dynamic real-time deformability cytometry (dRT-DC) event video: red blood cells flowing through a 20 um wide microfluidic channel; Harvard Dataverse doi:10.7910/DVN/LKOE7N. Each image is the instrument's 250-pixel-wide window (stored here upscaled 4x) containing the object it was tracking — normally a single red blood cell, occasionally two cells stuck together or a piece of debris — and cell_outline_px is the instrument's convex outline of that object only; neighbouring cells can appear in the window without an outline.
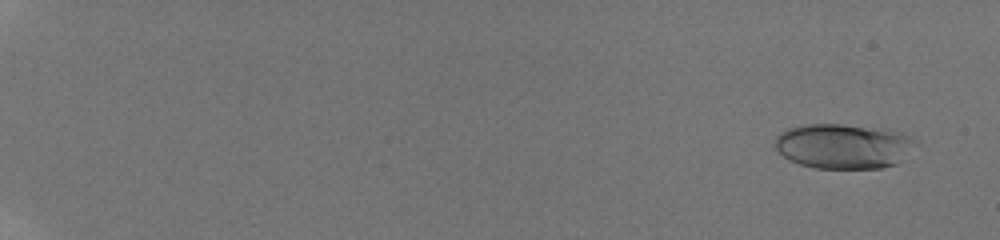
{"species": "human", "species_latin": "Homo sapiens", "temperature_condition": "room temperature", "stored_images_in_passage": 71, "camera_frame_rate_fps": 3000, "um_per_image_px": 0.085, "donor": {"sex": "male"}, "frame": {"image": 1, "passage_image": 2, "time_ms": 0.667, "image_size_px": [1000, 240], "cell_outline_px": [[912, 140], [896, 164], [880, 168], [816, 168], [800, 164], [784, 156], [776, 148], [776, 136], [780, 132], [788, 128], [804, 124], [840, 124], [888, 128], [900, 132], [908, 136]], "centroid_in_image_um": [71.59, 12.4], "position_along_channel_um": 13.4, "area_um2": 36.01}}
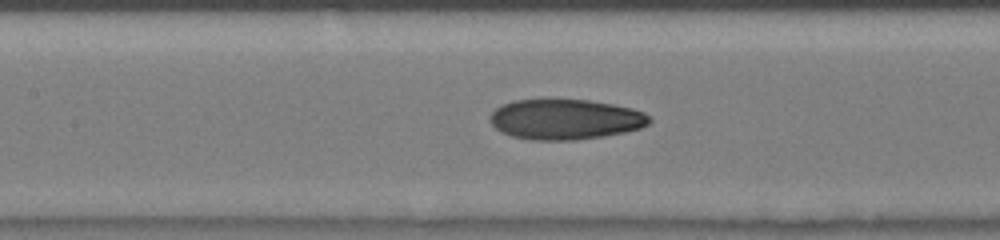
{"frame": {"image": 2, "passage_image": 34, "time_ms": 9.333, "image_size_px": [1000, 240], "cell_outline_px": [[652, 120], [648, 124], [640, 128], [624, 132], [604, 136], [576, 140], [532, 140], [512, 136], [500, 132], [492, 124], [492, 112], [496, 108], [512, 100], [548, 96], [588, 100], [612, 104], [632, 108], [644, 112]], "centroid_in_image_um": [48.03, 10.1], "position_along_channel_um": 159.4, "area_um2": 38.32}}
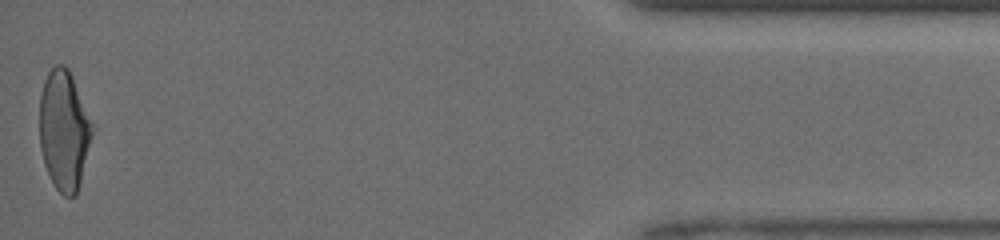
{"frame": {"image": 3, "passage_image": 70, "time_ms": 17.333, "image_size_px": [1000, 240], "cell_outline_px": [[92, 136], [76, 196], [64, 196], [56, 188], [44, 164], [40, 148], [40, 96], [44, 80], [48, 72], [56, 64], [64, 64], [68, 68], [72, 76], [92, 124]], "centroid_in_image_um": [5.42, 11.06], "position_along_channel_um": 429.8, "area_um2": 36.24}, "authors_computed_cell_mechanics": {"area_um2": 36.4718, "velocity_mm_per_s": 4.1791, "shape_relaxation_time_tau1_ms": 4.4829, "shape_relaxation_time_tau2_ms": 1.4881, "deformation_change_tau1": 0.1834, "deformation_change_tau2": 0.0768}}